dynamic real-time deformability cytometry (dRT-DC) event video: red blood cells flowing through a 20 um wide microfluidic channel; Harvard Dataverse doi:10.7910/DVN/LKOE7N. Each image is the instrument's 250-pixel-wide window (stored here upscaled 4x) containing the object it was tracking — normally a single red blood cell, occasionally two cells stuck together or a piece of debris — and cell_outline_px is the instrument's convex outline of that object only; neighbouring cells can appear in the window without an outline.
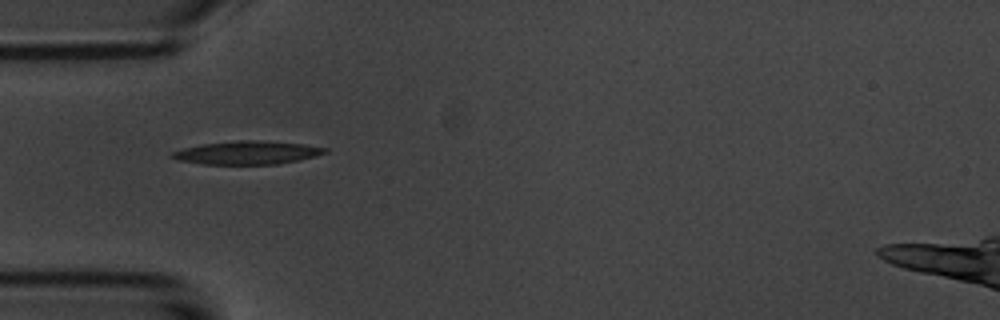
{"species": "common noctule bat (a hibernating species)", "species_latin": "Nyctalus noctula", "temperature_condition": "room temperature", "stored_images_in_passage": 2, "camera_frame_rate_fps": 3000, "um_per_image_px": 0.085, "animal": {"sex": "male", "body_mass_g": 20.1, "forearm_length_mm": 53.5}, "frame": {"image": 1, "passage_image": 1, "time_ms": 0.0, "image_size_px": [1000, 320], "cell_outline_px": [[328, 152], [316, 156], [300, 160], [276, 164], [204, 164], [176, 160], [168, 156], [172, 152], [184, 148], [200, 144], [236, 140], [252, 140], [304, 144], [328, 148]], "centroid_in_image_um": [21.0, 12.98], "position_along_channel_um": 64.0, "area_um2": 20.81}}